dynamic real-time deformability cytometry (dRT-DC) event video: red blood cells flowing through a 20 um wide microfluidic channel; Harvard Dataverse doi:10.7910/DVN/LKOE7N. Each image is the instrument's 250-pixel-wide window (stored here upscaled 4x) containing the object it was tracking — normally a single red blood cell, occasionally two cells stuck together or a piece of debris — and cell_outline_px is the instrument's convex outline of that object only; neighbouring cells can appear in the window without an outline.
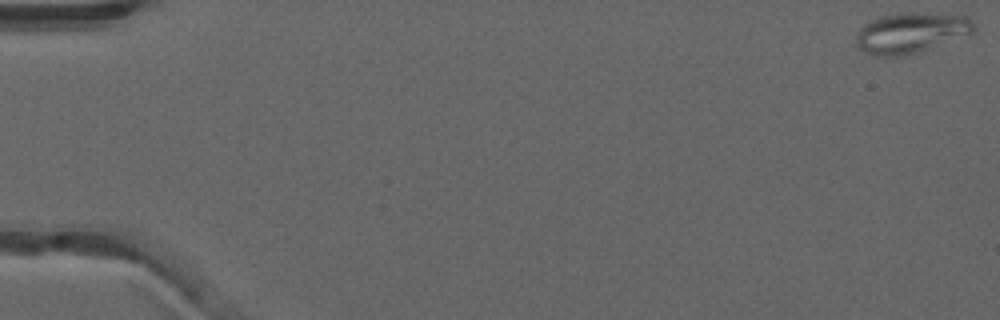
{"species": "common noctule bat (a hibernating species)", "species_latin": "Nyctalus noctula", "temperature_condition": "warm", "stored_images_in_passage": 53, "camera_frame_rate_fps": 3000, "um_per_image_px": 0.085, "animal": {"sex": "male", "forearm_length_mm": 52.5}, "frame": {"image": 1, "passage_image": 1, "time_ms": 0.0, "image_size_px": [1000, 320], "cell_outline_px": [[976, 32], [968, 36], [916, 52], [900, 56], [876, 56], [860, 48], [856, 44], [856, 32], [864, 24], [872, 20], [884, 16], [900, 12], [916, 12], [964, 16], [972, 20]], "centroid_in_image_um": [77.46, 2.78], "position_along_channel_um": 7.5, "area_um2": 27.69}}
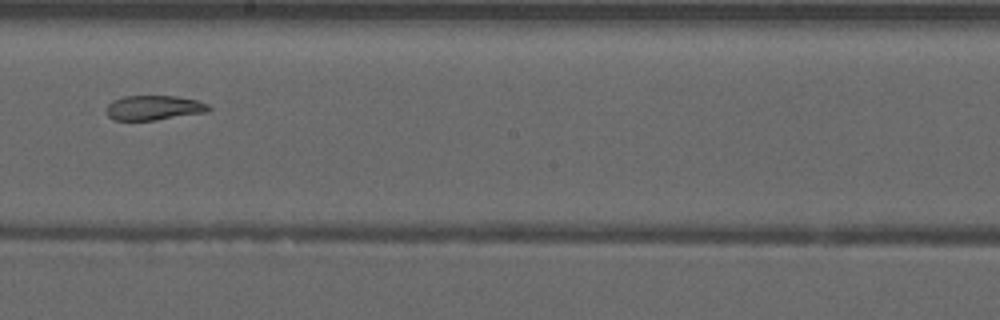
{"frame": {"image": 2, "passage_image": 31, "time_ms": 10.0, "image_size_px": [1000, 320], "cell_outline_px": [[212, 108], [208, 112], [156, 120], [112, 120], [104, 112], [104, 108], [112, 100], [124, 96], [176, 96], [196, 100], [208, 104]], "centroid_in_image_um": [13.04, 9.16], "position_along_channel_um": 235.2, "area_um2": 14.97}}
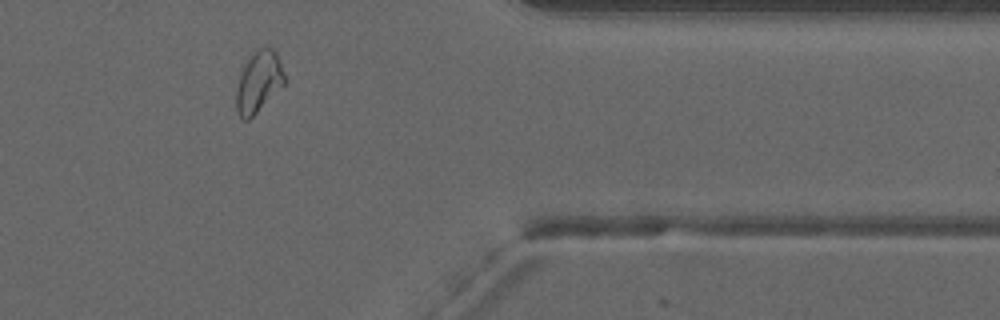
{"frame": {"image": 3, "passage_image": 44, "time_ms": 14.333, "image_size_px": [1000, 320], "cell_outline_px": [[284, 84], [248, 120], [244, 120], [240, 116], [236, 108], [236, 92], [240, 76], [244, 64], [252, 52], [260, 44], [272, 48], [276, 52], [280, 60], [284, 76]], "centroid_in_image_um": [21.98, 6.88], "position_along_channel_um": 389.4, "area_um2": 17.05}, "authors_computed_cell_mechanics": {"area_um2": 19.1318, "velocity_mm_per_s": 3.941, "shape_relaxation_time_tau1_ms": null, "shape_relaxation_time_tau2_ms": 7.4208, "deformation_change_tau1": null, "deformation_change_tau2": 0.1361}}